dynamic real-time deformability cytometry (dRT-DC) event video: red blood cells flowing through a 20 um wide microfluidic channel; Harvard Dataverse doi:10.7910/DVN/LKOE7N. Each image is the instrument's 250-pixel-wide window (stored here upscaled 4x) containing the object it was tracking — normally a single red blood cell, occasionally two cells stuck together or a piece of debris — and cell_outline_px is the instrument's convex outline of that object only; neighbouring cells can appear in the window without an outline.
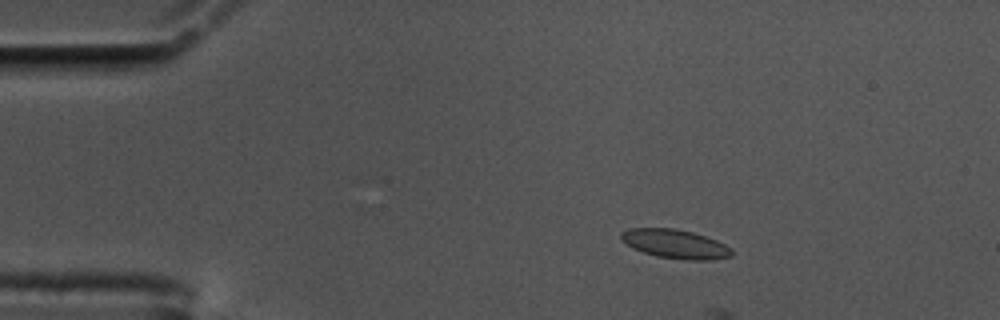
{"species": "common noctule bat (a hibernating species)", "species_latin": "Nyctalus noctula", "temperature_condition": "cold", "stored_images_in_passage": 13, "camera_frame_rate_fps": 3000, "um_per_image_px": 0.085, "animal": {"sex": "male", "body_mass_g": 17.5, "forearm_length_mm": 52.3}, "frame": {"image": 1, "passage_image": 10, "time_ms": 3.0, "image_size_px": [1000, 320], "cell_outline_px": [[732, 256], [712, 260], [684, 260], [656, 256], [632, 248], [620, 240], [620, 232], [628, 228], [676, 228], [692, 232], [716, 240], [732, 248]], "centroid_in_image_um": [57.37, 20.73], "position_along_channel_um": 27.6, "area_um2": 18.84}}